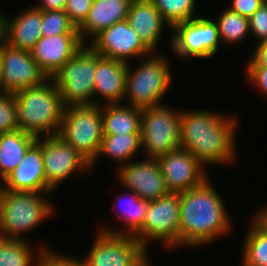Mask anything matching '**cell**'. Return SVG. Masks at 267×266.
Listing matches in <instances>:
<instances>
[{"mask_svg": "<svg viewBox=\"0 0 267 266\" xmlns=\"http://www.w3.org/2000/svg\"><path fill=\"white\" fill-rule=\"evenodd\" d=\"M36 142L41 146L47 193H55L72 174L91 171V164L57 134L37 137Z\"/></svg>", "mask_w": 267, "mask_h": 266, "instance_id": "cell-12", "label": "cell"}, {"mask_svg": "<svg viewBox=\"0 0 267 266\" xmlns=\"http://www.w3.org/2000/svg\"><path fill=\"white\" fill-rule=\"evenodd\" d=\"M246 66H266L267 67V39L257 43Z\"/></svg>", "mask_w": 267, "mask_h": 266, "instance_id": "cell-38", "label": "cell"}, {"mask_svg": "<svg viewBox=\"0 0 267 266\" xmlns=\"http://www.w3.org/2000/svg\"><path fill=\"white\" fill-rule=\"evenodd\" d=\"M0 92H4L3 79H2V68H1V59H0Z\"/></svg>", "mask_w": 267, "mask_h": 266, "instance_id": "cell-42", "label": "cell"}, {"mask_svg": "<svg viewBox=\"0 0 267 266\" xmlns=\"http://www.w3.org/2000/svg\"><path fill=\"white\" fill-rule=\"evenodd\" d=\"M51 249V247L43 249L35 266H83L81 258L67 256V254L55 252Z\"/></svg>", "mask_w": 267, "mask_h": 266, "instance_id": "cell-33", "label": "cell"}, {"mask_svg": "<svg viewBox=\"0 0 267 266\" xmlns=\"http://www.w3.org/2000/svg\"><path fill=\"white\" fill-rule=\"evenodd\" d=\"M42 36H56L60 34H79L78 28L71 22L64 10H42Z\"/></svg>", "mask_w": 267, "mask_h": 266, "instance_id": "cell-31", "label": "cell"}, {"mask_svg": "<svg viewBox=\"0 0 267 266\" xmlns=\"http://www.w3.org/2000/svg\"><path fill=\"white\" fill-rule=\"evenodd\" d=\"M231 6H227L233 12L237 14L250 18L254 12L265 3L263 0H231Z\"/></svg>", "mask_w": 267, "mask_h": 266, "instance_id": "cell-37", "label": "cell"}, {"mask_svg": "<svg viewBox=\"0 0 267 266\" xmlns=\"http://www.w3.org/2000/svg\"><path fill=\"white\" fill-rule=\"evenodd\" d=\"M127 64L96 53L93 104H100L97 96L107 104L122 103L125 95ZM99 101V103H98Z\"/></svg>", "mask_w": 267, "mask_h": 266, "instance_id": "cell-20", "label": "cell"}, {"mask_svg": "<svg viewBox=\"0 0 267 266\" xmlns=\"http://www.w3.org/2000/svg\"><path fill=\"white\" fill-rule=\"evenodd\" d=\"M38 3L34 6L40 10L58 11L65 9L66 0H40Z\"/></svg>", "mask_w": 267, "mask_h": 266, "instance_id": "cell-39", "label": "cell"}, {"mask_svg": "<svg viewBox=\"0 0 267 266\" xmlns=\"http://www.w3.org/2000/svg\"><path fill=\"white\" fill-rule=\"evenodd\" d=\"M93 0H66L64 12L69 16L76 28L86 20Z\"/></svg>", "mask_w": 267, "mask_h": 266, "instance_id": "cell-34", "label": "cell"}, {"mask_svg": "<svg viewBox=\"0 0 267 266\" xmlns=\"http://www.w3.org/2000/svg\"><path fill=\"white\" fill-rule=\"evenodd\" d=\"M137 66L131 70L127 64L124 101L141 109L161 105L166 95L173 74L168 59L152 52L149 56L139 59Z\"/></svg>", "mask_w": 267, "mask_h": 266, "instance_id": "cell-5", "label": "cell"}, {"mask_svg": "<svg viewBox=\"0 0 267 266\" xmlns=\"http://www.w3.org/2000/svg\"><path fill=\"white\" fill-rule=\"evenodd\" d=\"M140 137L146 158L157 159L180 148L181 110L163 104L143 108Z\"/></svg>", "mask_w": 267, "mask_h": 266, "instance_id": "cell-7", "label": "cell"}, {"mask_svg": "<svg viewBox=\"0 0 267 266\" xmlns=\"http://www.w3.org/2000/svg\"><path fill=\"white\" fill-rule=\"evenodd\" d=\"M140 150H142L140 134L103 135L98 156L91 164V172L101 156L117 160L122 166L134 160Z\"/></svg>", "mask_w": 267, "mask_h": 266, "instance_id": "cell-27", "label": "cell"}, {"mask_svg": "<svg viewBox=\"0 0 267 266\" xmlns=\"http://www.w3.org/2000/svg\"><path fill=\"white\" fill-rule=\"evenodd\" d=\"M57 135L92 164L104 135L102 103L65 106Z\"/></svg>", "mask_w": 267, "mask_h": 266, "instance_id": "cell-6", "label": "cell"}, {"mask_svg": "<svg viewBox=\"0 0 267 266\" xmlns=\"http://www.w3.org/2000/svg\"><path fill=\"white\" fill-rule=\"evenodd\" d=\"M180 193L168 192L150 201L141 231L134 237L146 249L149 241H159L168 249H179Z\"/></svg>", "mask_w": 267, "mask_h": 266, "instance_id": "cell-9", "label": "cell"}, {"mask_svg": "<svg viewBox=\"0 0 267 266\" xmlns=\"http://www.w3.org/2000/svg\"><path fill=\"white\" fill-rule=\"evenodd\" d=\"M0 59L4 92L14 94L22 89L41 85L48 79L33 59L31 51L5 42L0 49Z\"/></svg>", "mask_w": 267, "mask_h": 266, "instance_id": "cell-14", "label": "cell"}, {"mask_svg": "<svg viewBox=\"0 0 267 266\" xmlns=\"http://www.w3.org/2000/svg\"><path fill=\"white\" fill-rule=\"evenodd\" d=\"M250 33L257 43L267 39V4L263 3L249 18Z\"/></svg>", "mask_w": 267, "mask_h": 266, "instance_id": "cell-35", "label": "cell"}, {"mask_svg": "<svg viewBox=\"0 0 267 266\" xmlns=\"http://www.w3.org/2000/svg\"><path fill=\"white\" fill-rule=\"evenodd\" d=\"M102 106L104 135L140 134L141 108L124 103L102 104Z\"/></svg>", "mask_w": 267, "mask_h": 266, "instance_id": "cell-23", "label": "cell"}, {"mask_svg": "<svg viewBox=\"0 0 267 266\" xmlns=\"http://www.w3.org/2000/svg\"><path fill=\"white\" fill-rule=\"evenodd\" d=\"M117 170L121 185L145 201H154L168 193L165 178L156 159L130 161Z\"/></svg>", "mask_w": 267, "mask_h": 266, "instance_id": "cell-16", "label": "cell"}, {"mask_svg": "<svg viewBox=\"0 0 267 266\" xmlns=\"http://www.w3.org/2000/svg\"><path fill=\"white\" fill-rule=\"evenodd\" d=\"M89 42L91 44L87 45L101 56L126 64L131 62V58L140 59L152 53L139 39L127 19L102 30Z\"/></svg>", "mask_w": 267, "mask_h": 266, "instance_id": "cell-13", "label": "cell"}, {"mask_svg": "<svg viewBox=\"0 0 267 266\" xmlns=\"http://www.w3.org/2000/svg\"><path fill=\"white\" fill-rule=\"evenodd\" d=\"M18 130L15 96L13 93L0 92V134Z\"/></svg>", "mask_w": 267, "mask_h": 266, "instance_id": "cell-32", "label": "cell"}, {"mask_svg": "<svg viewBox=\"0 0 267 266\" xmlns=\"http://www.w3.org/2000/svg\"><path fill=\"white\" fill-rule=\"evenodd\" d=\"M132 0H93L84 23L78 28L82 41L89 43L102 30L126 20ZM88 39V40H87Z\"/></svg>", "mask_w": 267, "mask_h": 266, "instance_id": "cell-21", "label": "cell"}, {"mask_svg": "<svg viewBox=\"0 0 267 266\" xmlns=\"http://www.w3.org/2000/svg\"><path fill=\"white\" fill-rule=\"evenodd\" d=\"M128 193H122V195H119V197H116V200L120 202L121 207L119 209L121 212H116L119 218L118 219H123L122 221L124 222V226L122 228H125L121 231H119V228H115L113 226H101L99 231L108 233V234H113V235H125V236H133L135 237L140 231H141V226L142 223L145 219V214L148 206V201H145L141 199L136 193H134L132 190H128ZM128 194V195H127ZM130 194V195H129ZM123 198H122V197ZM127 197V198H126ZM122 200V202H121ZM124 200V201H123ZM120 205L119 203H117ZM117 204L113 205V207L117 206ZM117 208V207H116ZM113 227V228H110ZM115 228V229H114Z\"/></svg>", "mask_w": 267, "mask_h": 266, "instance_id": "cell-24", "label": "cell"}, {"mask_svg": "<svg viewBox=\"0 0 267 266\" xmlns=\"http://www.w3.org/2000/svg\"><path fill=\"white\" fill-rule=\"evenodd\" d=\"M19 130L35 137L58 133L65 105L52 78L14 93Z\"/></svg>", "mask_w": 267, "mask_h": 266, "instance_id": "cell-3", "label": "cell"}, {"mask_svg": "<svg viewBox=\"0 0 267 266\" xmlns=\"http://www.w3.org/2000/svg\"><path fill=\"white\" fill-rule=\"evenodd\" d=\"M96 52L85 44L53 76L65 106L93 105Z\"/></svg>", "mask_w": 267, "mask_h": 266, "instance_id": "cell-8", "label": "cell"}, {"mask_svg": "<svg viewBox=\"0 0 267 266\" xmlns=\"http://www.w3.org/2000/svg\"><path fill=\"white\" fill-rule=\"evenodd\" d=\"M244 235L241 266H267V226L256 216Z\"/></svg>", "mask_w": 267, "mask_h": 266, "instance_id": "cell-26", "label": "cell"}, {"mask_svg": "<svg viewBox=\"0 0 267 266\" xmlns=\"http://www.w3.org/2000/svg\"><path fill=\"white\" fill-rule=\"evenodd\" d=\"M156 160L165 178L168 192L181 193L191 190L208 178L205 166L181 147L159 156Z\"/></svg>", "mask_w": 267, "mask_h": 266, "instance_id": "cell-15", "label": "cell"}, {"mask_svg": "<svg viewBox=\"0 0 267 266\" xmlns=\"http://www.w3.org/2000/svg\"><path fill=\"white\" fill-rule=\"evenodd\" d=\"M37 137L18 130L0 134V180L13 171Z\"/></svg>", "mask_w": 267, "mask_h": 266, "instance_id": "cell-25", "label": "cell"}, {"mask_svg": "<svg viewBox=\"0 0 267 266\" xmlns=\"http://www.w3.org/2000/svg\"><path fill=\"white\" fill-rule=\"evenodd\" d=\"M148 250L133 236L98 231L83 266H150Z\"/></svg>", "mask_w": 267, "mask_h": 266, "instance_id": "cell-11", "label": "cell"}, {"mask_svg": "<svg viewBox=\"0 0 267 266\" xmlns=\"http://www.w3.org/2000/svg\"><path fill=\"white\" fill-rule=\"evenodd\" d=\"M20 13L12 16V19L6 17V43L22 50L31 51L42 37V10L33 5Z\"/></svg>", "mask_w": 267, "mask_h": 266, "instance_id": "cell-22", "label": "cell"}, {"mask_svg": "<svg viewBox=\"0 0 267 266\" xmlns=\"http://www.w3.org/2000/svg\"><path fill=\"white\" fill-rule=\"evenodd\" d=\"M171 27L196 18V0H150Z\"/></svg>", "mask_w": 267, "mask_h": 266, "instance_id": "cell-30", "label": "cell"}, {"mask_svg": "<svg viewBox=\"0 0 267 266\" xmlns=\"http://www.w3.org/2000/svg\"><path fill=\"white\" fill-rule=\"evenodd\" d=\"M42 244L36 251L27 240L0 237V266H35L43 249L49 248Z\"/></svg>", "mask_w": 267, "mask_h": 266, "instance_id": "cell-28", "label": "cell"}, {"mask_svg": "<svg viewBox=\"0 0 267 266\" xmlns=\"http://www.w3.org/2000/svg\"><path fill=\"white\" fill-rule=\"evenodd\" d=\"M266 226H267V206L265 205L264 208L259 209L255 214Z\"/></svg>", "mask_w": 267, "mask_h": 266, "instance_id": "cell-41", "label": "cell"}, {"mask_svg": "<svg viewBox=\"0 0 267 266\" xmlns=\"http://www.w3.org/2000/svg\"><path fill=\"white\" fill-rule=\"evenodd\" d=\"M84 45L80 34L42 36L31 50V54L47 78H53Z\"/></svg>", "mask_w": 267, "mask_h": 266, "instance_id": "cell-17", "label": "cell"}, {"mask_svg": "<svg viewBox=\"0 0 267 266\" xmlns=\"http://www.w3.org/2000/svg\"><path fill=\"white\" fill-rule=\"evenodd\" d=\"M48 194L52 195L0 188V237L26 240L21 234L54 216V203Z\"/></svg>", "mask_w": 267, "mask_h": 266, "instance_id": "cell-4", "label": "cell"}, {"mask_svg": "<svg viewBox=\"0 0 267 266\" xmlns=\"http://www.w3.org/2000/svg\"><path fill=\"white\" fill-rule=\"evenodd\" d=\"M2 183L3 190L47 193L41 146L36 141Z\"/></svg>", "mask_w": 267, "mask_h": 266, "instance_id": "cell-18", "label": "cell"}, {"mask_svg": "<svg viewBox=\"0 0 267 266\" xmlns=\"http://www.w3.org/2000/svg\"><path fill=\"white\" fill-rule=\"evenodd\" d=\"M214 21L218 26L221 43L238 44L250 33L249 19L229 8L224 9Z\"/></svg>", "mask_w": 267, "mask_h": 266, "instance_id": "cell-29", "label": "cell"}, {"mask_svg": "<svg viewBox=\"0 0 267 266\" xmlns=\"http://www.w3.org/2000/svg\"><path fill=\"white\" fill-rule=\"evenodd\" d=\"M245 75L248 83L250 82L259 90L262 97H267V67L266 66H246ZM267 99V98H266Z\"/></svg>", "mask_w": 267, "mask_h": 266, "instance_id": "cell-36", "label": "cell"}, {"mask_svg": "<svg viewBox=\"0 0 267 266\" xmlns=\"http://www.w3.org/2000/svg\"><path fill=\"white\" fill-rule=\"evenodd\" d=\"M127 20L144 45L156 54L163 29L172 31L170 24L150 0H132Z\"/></svg>", "mask_w": 267, "mask_h": 266, "instance_id": "cell-19", "label": "cell"}, {"mask_svg": "<svg viewBox=\"0 0 267 266\" xmlns=\"http://www.w3.org/2000/svg\"><path fill=\"white\" fill-rule=\"evenodd\" d=\"M209 178L180 193L179 248L199 247L230 233L231 219L223 197Z\"/></svg>", "mask_w": 267, "mask_h": 266, "instance_id": "cell-2", "label": "cell"}, {"mask_svg": "<svg viewBox=\"0 0 267 266\" xmlns=\"http://www.w3.org/2000/svg\"><path fill=\"white\" fill-rule=\"evenodd\" d=\"M170 49L181 59H207L219 50L220 37L217 23L207 17L179 22L172 27Z\"/></svg>", "mask_w": 267, "mask_h": 266, "instance_id": "cell-10", "label": "cell"}, {"mask_svg": "<svg viewBox=\"0 0 267 266\" xmlns=\"http://www.w3.org/2000/svg\"><path fill=\"white\" fill-rule=\"evenodd\" d=\"M237 120L207 109H181L180 147L204 166L235 163Z\"/></svg>", "mask_w": 267, "mask_h": 266, "instance_id": "cell-1", "label": "cell"}, {"mask_svg": "<svg viewBox=\"0 0 267 266\" xmlns=\"http://www.w3.org/2000/svg\"><path fill=\"white\" fill-rule=\"evenodd\" d=\"M6 15L0 11V49L6 42Z\"/></svg>", "mask_w": 267, "mask_h": 266, "instance_id": "cell-40", "label": "cell"}]
</instances>
